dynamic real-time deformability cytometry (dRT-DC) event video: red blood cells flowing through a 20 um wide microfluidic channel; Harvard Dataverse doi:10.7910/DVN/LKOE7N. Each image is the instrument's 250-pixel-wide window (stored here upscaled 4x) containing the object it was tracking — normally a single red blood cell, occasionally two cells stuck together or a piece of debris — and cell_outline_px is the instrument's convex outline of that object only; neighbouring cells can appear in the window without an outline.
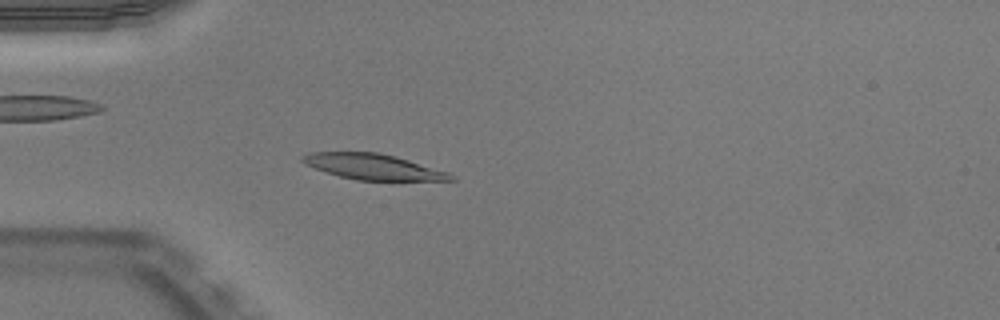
{"species": "Egyptian fruit bat (a non-hibernating species)", "species_latin": "Rousettus aegyptiacus", "temperature_condition": "warm", "stored_images_in_passage": 51, "camera_frame_rate_fps": 3000, "um_per_image_px": 0.085, "animal": {"sex": "male"}, "frame": {"image": 1, "passage_image": 15, "time_ms": 4.667, "image_size_px": [1000, 320], "cell_outline_px": [[456, 180], [356, 180], [340, 176], [304, 164], [300, 160], [300, 156], [308, 152], [380, 152], [396, 156], [448, 172], [456, 176]], "centroid_in_image_um": [31.7, 14.16], "position_along_channel_um": 53.3, "area_um2": 22.08}, "authors_computed_cell_mechanics": {"area_um2": 23.1778, "velocity_mm_per_s": 3.9003, "shape_relaxation_time_tau1_ms": 2.8881, "shape_relaxation_time_tau2_ms": 1.2429, "deformation_change_tau1": 0.159, "deformation_change_tau2": 0.0825}}